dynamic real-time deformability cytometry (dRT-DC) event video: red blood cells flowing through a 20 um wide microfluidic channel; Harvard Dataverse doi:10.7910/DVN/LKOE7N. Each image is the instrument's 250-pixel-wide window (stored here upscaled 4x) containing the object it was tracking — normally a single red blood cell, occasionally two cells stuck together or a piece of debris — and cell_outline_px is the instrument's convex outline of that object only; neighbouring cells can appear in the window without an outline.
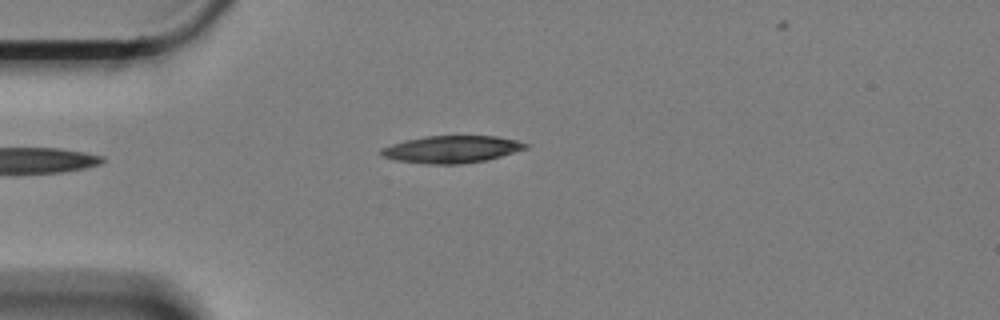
{"species": "Egyptian fruit bat (a non-hibernating species)", "species_latin": "Rousettus aegyptiacus", "temperature_condition": "cold", "stored_images_in_passage": 41, "camera_frame_rate_fps": 3000, "um_per_image_px": 0.085, "animal": {"sex": "female"}, "frame": {"image": 1, "passage_image": 1, "time_ms": 0.0, "image_size_px": [1000, 320], "cell_outline_px": [[528, 148], [488, 160], [460, 164], [428, 164], [396, 160], [380, 156], [380, 148], [404, 140], [424, 136], [496, 136], [516, 140], [528, 144]], "centroid_in_image_um": [38.37, 12.69], "position_along_channel_um": 46.6, "area_um2": 23.0}}
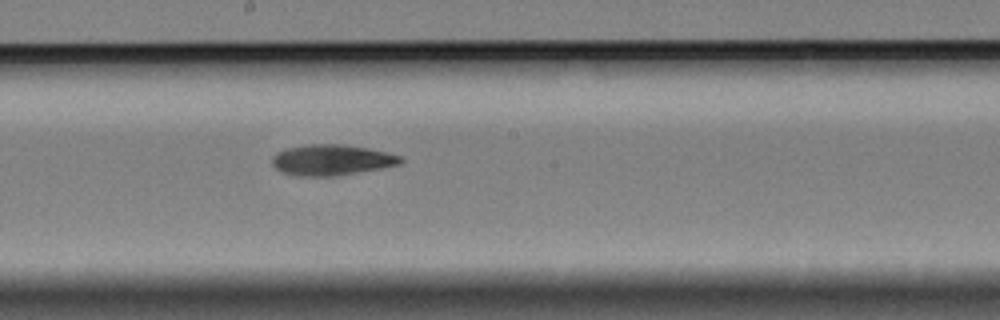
{"frame": {"image": 2, "passage_image": 18, "time_ms": 5.667, "image_size_px": [1000, 320], "cell_outline_px": [[404, 160], [400, 164], [380, 168], [336, 176], [296, 176], [280, 172], [272, 164], [272, 156], [276, 152], [288, 148], [304, 144], [340, 144], [368, 148], [388, 152], [400, 156]], "centroid_in_image_um": [28.16, 13.59], "position_along_channel_um": 220.0, "area_um2": 23.12}}
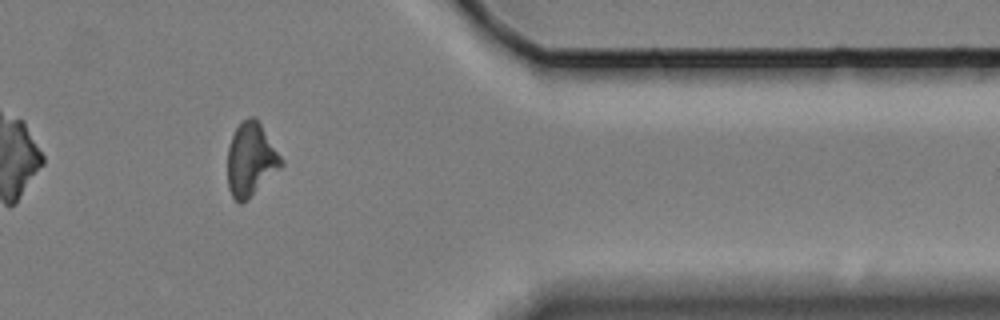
{"frame": {"image": 3, "passage_image": 35, "time_ms": 11.333, "image_size_px": [1000, 320], "cell_outline_px": [[284, 164], [280, 168], [240, 204], [232, 196], [228, 188], [228, 148], [232, 136], [240, 120], [248, 116], [256, 116], [284, 160]], "centroid_in_image_um": [21.32, 13.48], "position_along_channel_um": 390.1, "area_um2": 22.72}}